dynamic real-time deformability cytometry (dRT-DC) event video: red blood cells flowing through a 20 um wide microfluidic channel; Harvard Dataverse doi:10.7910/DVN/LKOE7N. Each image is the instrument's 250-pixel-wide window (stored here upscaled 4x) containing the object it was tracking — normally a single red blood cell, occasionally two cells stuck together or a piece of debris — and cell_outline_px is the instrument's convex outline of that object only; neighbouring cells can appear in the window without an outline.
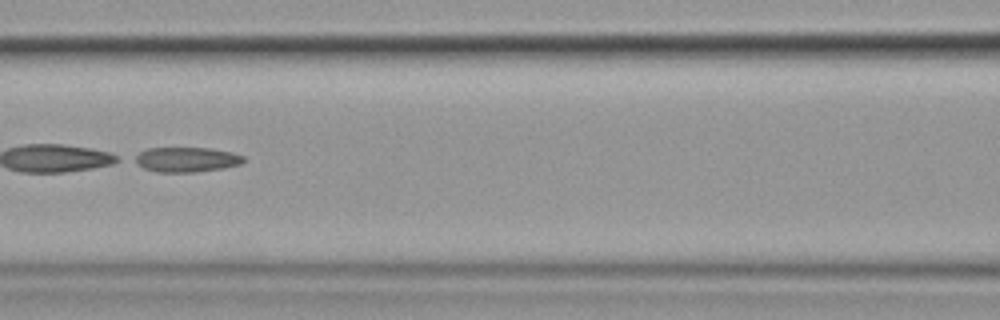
{"species": "common noctule bat (a hibernating species)", "species_latin": "Nyctalus noctula", "temperature_condition": "cold", "stored_images_in_passage": 8, "segment_of_instrument_passage": [2, 2], "camera_frame_rate_fps": 3000, "um_per_image_px": 0.085, "animal": {"sex": "female", "body_mass_g": 19.9}, "frame": {"image": 1, "passage_image": 7, "time_ms": 7.0, "image_size_px": [1000, 320], "cell_outline_px": [[244, 160], [240, 164], [224, 168], [196, 172], [156, 172], [144, 168], [128, 160], [132, 156], [148, 148], [208, 148], [232, 152], [244, 156]], "centroid_in_image_um": [15.77, 13.56], "position_along_channel_um": 150.8, "area_um2": 16.01}}